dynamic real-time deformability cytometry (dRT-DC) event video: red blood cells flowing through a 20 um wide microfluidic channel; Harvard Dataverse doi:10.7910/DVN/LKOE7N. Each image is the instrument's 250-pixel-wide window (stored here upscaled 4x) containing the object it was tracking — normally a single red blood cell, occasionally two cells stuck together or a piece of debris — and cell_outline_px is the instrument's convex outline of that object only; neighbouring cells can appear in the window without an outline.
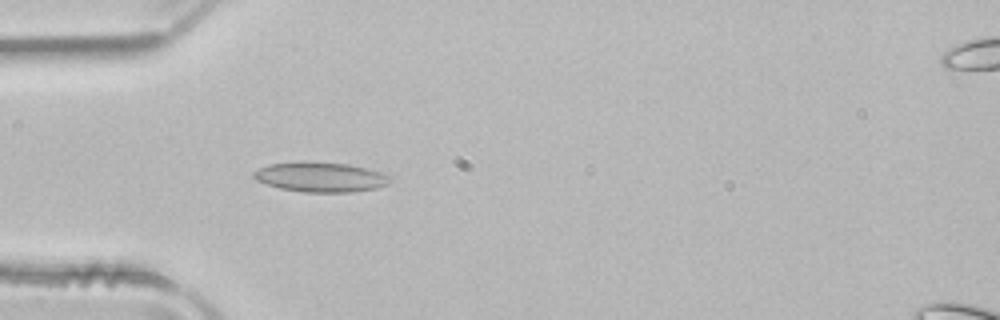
{"species": "common noctule bat (a hibernating species)", "species_latin": "Nyctalus noctula", "temperature_condition": "room temperature", "stored_images_in_passage": 50, "camera_frame_rate_fps": 3000, "um_per_image_px": 0.085, "animal": {"sex": "male", "body_mass_g": 21.5, "forearm_length_mm": 52.0}, "frame": {"image": 1, "passage_image": 14, "time_ms": 4.333, "image_size_px": [1000, 320], "cell_outline_px": [[392, 180], [388, 184], [376, 188], [348, 192], [304, 192], [280, 188], [256, 180], [252, 176], [252, 172], [268, 164], [304, 160], [348, 164], [380, 172], [392, 176]], "centroid_in_image_um": [27.23, 15.03], "position_along_channel_um": 57.8, "area_um2": 23.87}}
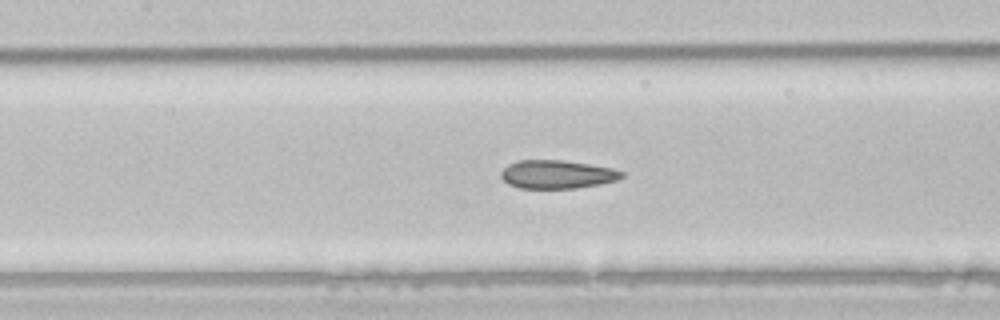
{"frame": {"image": 2, "passage_image": 22, "time_ms": 7.0, "image_size_px": [1000, 320], "cell_outline_px": [[624, 176], [616, 180], [600, 184], [576, 188], [520, 188], [508, 184], [500, 176], [500, 172], [508, 164], [520, 160], [560, 160], [588, 164], [612, 168], [624, 172]], "centroid_in_image_um": [47.34, 14.82], "position_along_channel_um": 160.1, "area_um2": 19.88}}
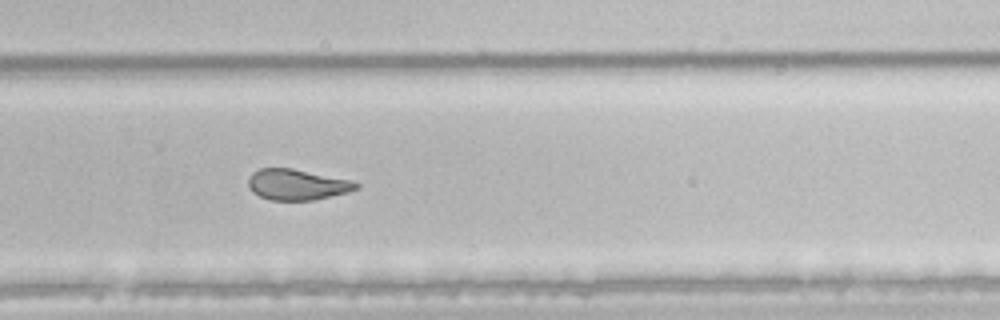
{"frame": {"image": 3, "passage_image": 33, "time_ms": 10.667, "image_size_px": [1000, 320], "cell_outline_px": [[360, 188], [348, 192], [312, 200], [272, 200], [260, 196], [252, 192], [248, 188], [248, 176], [252, 172], [260, 168], [292, 168], [352, 180], [360, 184]], "centroid_in_image_um": [25.24, 15.68], "position_along_channel_um": 304.6, "area_um2": 19.48}, "authors_computed_cell_mechanics": {"area_um2": 22.3686, "velocity_mm_per_s": 3.9621, "shape_relaxation_time_tau1_ms": null, "shape_relaxation_time_tau2_ms": 1.6645, "deformation_change_tau1": null, "deformation_change_tau2": 0.08}}